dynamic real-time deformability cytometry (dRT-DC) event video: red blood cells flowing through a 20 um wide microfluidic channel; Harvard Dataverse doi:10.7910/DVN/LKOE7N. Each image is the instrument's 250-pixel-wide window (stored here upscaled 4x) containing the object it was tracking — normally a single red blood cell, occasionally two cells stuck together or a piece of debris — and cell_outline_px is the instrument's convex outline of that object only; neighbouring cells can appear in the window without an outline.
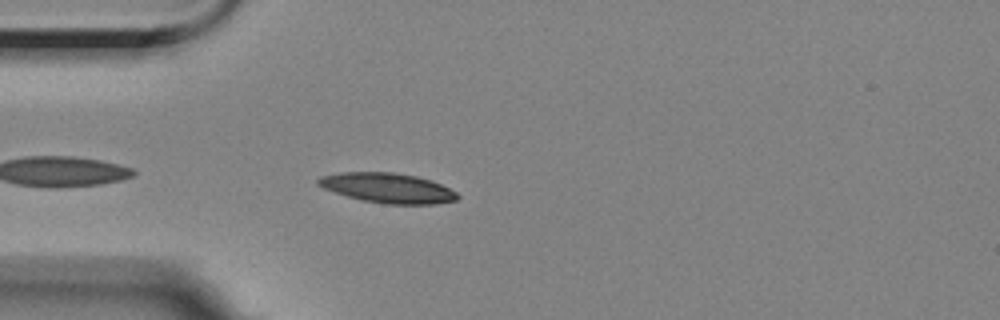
{"species": "Egyptian fruit bat (a non-hibernating species)", "species_latin": "Rousettus aegyptiacus", "temperature_condition": "room temperature", "stored_images_in_passage": 42, "camera_frame_rate_fps": 3000, "um_per_image_px": 0.085, "animal": {"sex": "female"}, "frame": {"image": 1, "passage_image": 3, "time_ms": 0.667, "image_size_px": [1000, 320], "cell_outline_px": [[460, 196], [456, 200], [436, 204], [384, 204], [360, 200], [324, 188], [316, 184], [316, 180], [320, 176], [340, 172], [392, 172], [416, 176], [432, 180], [456, 192]], "centroid_in_image_um": [32.94, 15.98], "position_along_channel_um": 52.1, "area_um2": 24.28}}
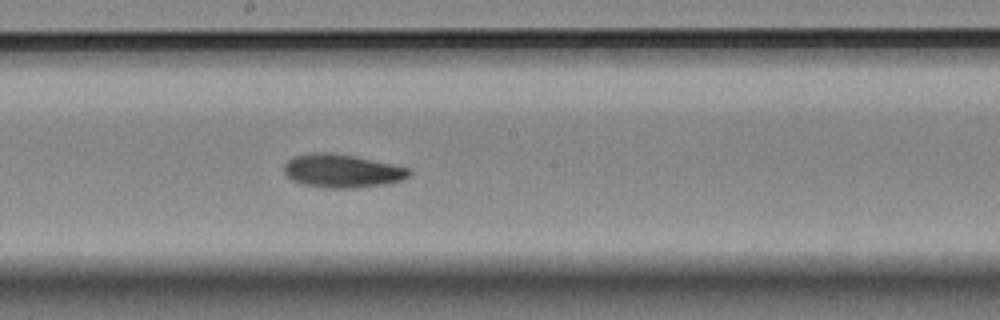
{"frame": {"image": 2, "passage_image": 18, "time_ms": 5.667, "image_size_px": [1000, 320], "cell_outline_px": [[412, 172], [408, 176], [400, 180], [384, 184], [356, 188], [328, 188], [304, 184], [292, 180], [284, 172], [284, 164], [292, 156], [312, 152], [332, 152], [356, 156], [392, 164], [408, 168]], "centroid_in_image_um": [29.04, 14.51], "position_along_channel_um": 219.2, "area_um2": 24.33}}
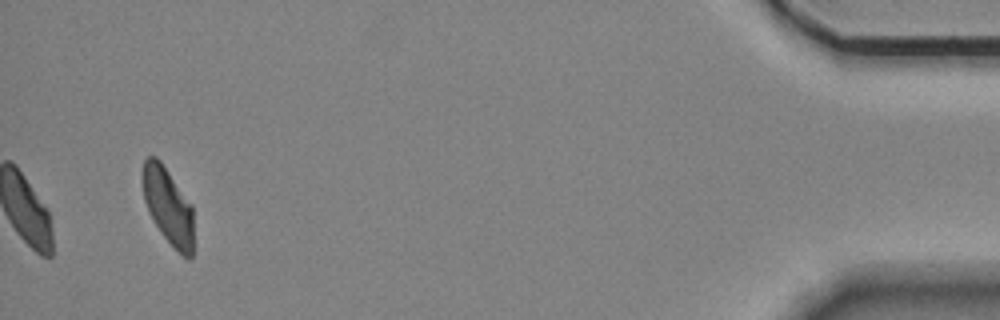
{"frame": {"image": 3, "passage_image": 42, "time_ms": 13.667, "image_size_px": [1000, 320], "cell_outline_px": [[192, 256], [188, 260], [160, 232], [148, 212], [144, 200], [144, 160], [148, 156], [156, 156], [160, 160], [192, 204]], "centroid_in_image_um": [14.29, 17.5], "position_along_channel_um": 420.9, "area_um2": 22.2}, "authors_computed_cell_mechanics": {"area_um2": 23.4957, "velocity_mm_per_s": 3.4819, "shape_relaxation_time_tau1_ms": 5.8501, "shape_relaxation_time_tau2_ms": 3.6562, "deformation_change_tau1": 0.1461, "deformation_change_tau2": 0.0897}}